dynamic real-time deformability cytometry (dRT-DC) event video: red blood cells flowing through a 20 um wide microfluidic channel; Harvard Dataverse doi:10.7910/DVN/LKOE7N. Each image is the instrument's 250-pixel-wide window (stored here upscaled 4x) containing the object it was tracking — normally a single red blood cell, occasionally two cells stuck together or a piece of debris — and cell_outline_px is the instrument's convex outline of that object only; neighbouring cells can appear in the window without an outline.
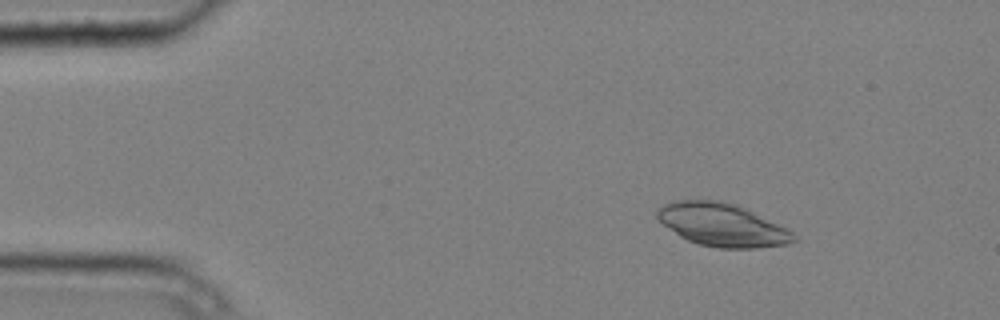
{"species": "common noctule bat (a hibernating species)", "species_latin": "Nyctalus noctula", "temperature_condition": "cold", "stored_images_in_passage": 6, "camera_frame_rate_fps": 3000, "um_per_image_px": 0.085, "animal": {"sex": "male", "body_mass_g": 20.4}, "frame": {"image": 1, "passage_image": 3, "time_ms": 0.667, "image_size_px": [1000, 320], "cell_outline_px": [[800, 240], [788, 244], [756, 248], [716, 248], [700, 244], [688, 240], [680, 236], [664, 224], [656, 216], [656, 208], [664, 204], [676, 200], [720, 200], [736, 204], [792, 232]], "centroid_in_image_um": [61.37, 19.11], "position_along_channel_um": 23.6, "area_um2": 33.81}}